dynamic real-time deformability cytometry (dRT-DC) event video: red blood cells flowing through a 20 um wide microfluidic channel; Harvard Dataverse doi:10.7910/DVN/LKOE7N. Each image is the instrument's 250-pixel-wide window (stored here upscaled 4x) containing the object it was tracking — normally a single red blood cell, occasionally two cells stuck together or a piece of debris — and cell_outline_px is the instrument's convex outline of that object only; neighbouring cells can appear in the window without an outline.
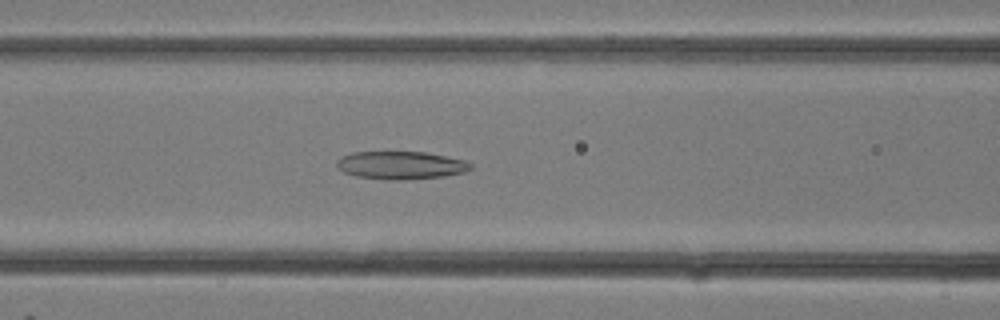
{"species": "common noctule bat (a hibernating species)", "species_latin": "Nyctalus noctula", "temperature_condition": "room temperature", "stored_images_in_passage": 23, "camera_frame_rate_fps": 3000, "um_per_image_px": 0.085, "animal": {"sex": "female"}, "frame": {"image": 1, "passage_image": 5, "time_ms": 1.333, "image_size_px": [1000, 320], "cell_outline_px": [[472, 168], [464, 172], [444, 176], [400, 180], [388, 180], [356, 176], [344, 172], [336, 168], [336, 160], [340, 156], [352, 152], [428, 152], [464, 160], [472, 164]], "centroid_in_image_um": [34.03, 14.04], "position_along_channel_um": 132.6, "area_um2": 21.91}}
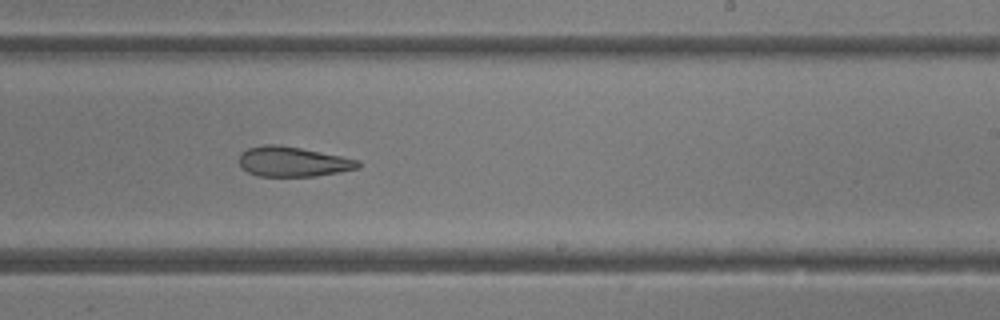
{"frame": {"image": 2, "passage_image": 11, "time_ms": 3.333, "image_size_px": [1000, 320], "cell_outline_px": [[360, 168], [316, 176], [256, 176], [240, 168], [240, 152], [248, 148], [264, 144], [276, 144], [300, 148], [360, 160]], "centroid_in_image_um": [24.86, 13.74], "position_along_channel_um": 264.1, "area_um2": 20.75}}
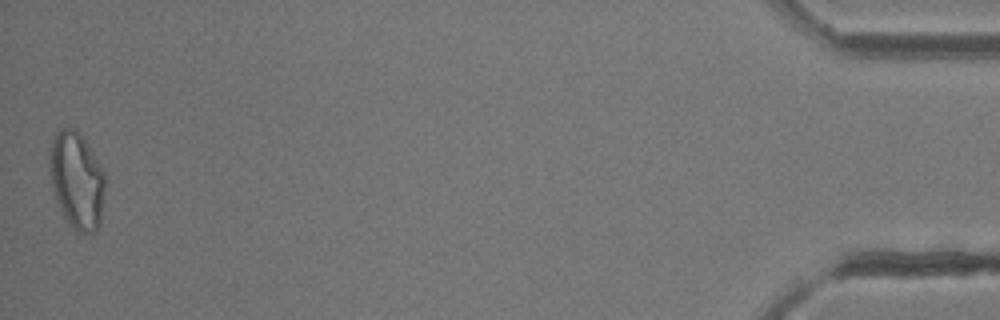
{"frame": {"image": 3, "passage_image": 23, "time_ms": 7.333, "image_size_px": [1000, 320], "cell_outline_px": [[104, 200], [100, 224], [96, 232], [76, 232], [72, 228], [64, 216], [56, 200], [52, 188], [48, 168], [48, 160], [52, 140], [56, 132], [64, 128], [76, 128], [80, 132], [88, 144], [104, 172]], "centroid_in_image_um": [6.51, 15.32], "position_along_channel_um": 428.7, "area_um2": 31.62}}